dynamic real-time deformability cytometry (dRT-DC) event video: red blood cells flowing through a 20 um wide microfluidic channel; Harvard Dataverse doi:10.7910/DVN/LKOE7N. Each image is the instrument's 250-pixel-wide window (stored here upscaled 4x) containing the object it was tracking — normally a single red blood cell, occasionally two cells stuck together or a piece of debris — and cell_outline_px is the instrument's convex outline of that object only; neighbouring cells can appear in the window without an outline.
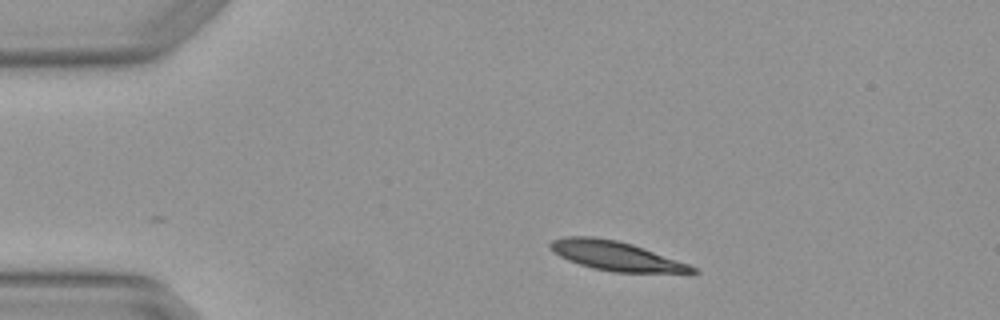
{"species": "Egyptian fruit bat (a non-hibernating species)", "species_latin": "Rousettus aegyptiacus", "temperature_condition": "warm", "stored_images_in_passage": 2, "camera_frame_rate_fps": 3000, "um_per_image_px": 0.085, "animal": {"sex": "female"}, "frame": {"image": 1, "passage_image": 1, "time_ms": 0.0, "image_size_px": [1000, 320], "cell_outline_px": [[700, 272], [612, 272], [592, 268], [568, 260], [552, 252], [548, 248], [548, 244], [552, 240], [564, 236], [592, 236], [616, 240], [632, 244], [644, 248], [688, 264], [696, 268]], "centroid_in_image_um": [52.26, 21.73], "position_along_channel_um": 32.7, "area_um2": 24.04}}